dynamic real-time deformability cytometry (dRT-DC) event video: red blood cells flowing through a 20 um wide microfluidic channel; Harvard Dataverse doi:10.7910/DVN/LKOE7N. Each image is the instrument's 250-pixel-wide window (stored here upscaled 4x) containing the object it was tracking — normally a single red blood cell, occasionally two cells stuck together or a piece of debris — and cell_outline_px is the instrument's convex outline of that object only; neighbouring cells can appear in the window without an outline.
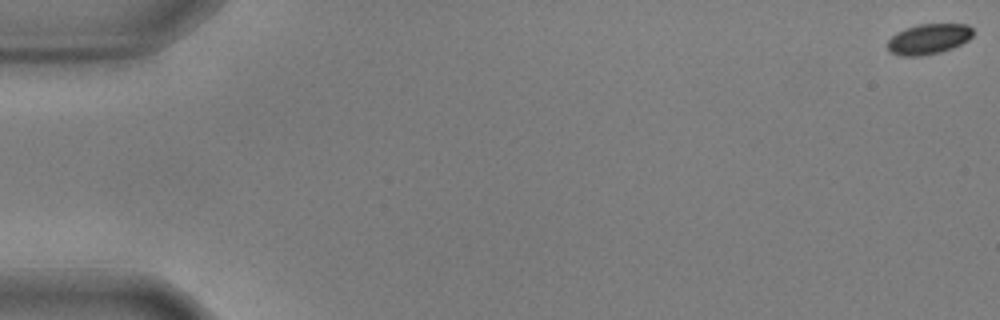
{"species": "common noctule bat (a hibernating species)", "species_latin": "Nyctalus noctula", "temperature_condition": "warm", "stored_images_in_passage": 14, "camera_frame_rate_fps": 3000, "um_per_image_px": 0.085, "animal": {"sex": "male", "body_mass_g": 17.9, "forearm_length_mm": 54.2}, "frame": {"image": 1, "passage_image": 1, "time_ms": 0.0, "image_size_px": [1000, 320], "cell_outline_px": [[972, 36], [968, 40], [952, 48], [940, 52], [920, 56], [900, 56], [888, 52], [888, 40], [896, 32], [904, 28], [920, 24], [968, 24], [972, 28]], "centroid_in_image_um": [78.9, 3.32], "position_along_channel_um": 6.1, "area_um2": 15.2}}